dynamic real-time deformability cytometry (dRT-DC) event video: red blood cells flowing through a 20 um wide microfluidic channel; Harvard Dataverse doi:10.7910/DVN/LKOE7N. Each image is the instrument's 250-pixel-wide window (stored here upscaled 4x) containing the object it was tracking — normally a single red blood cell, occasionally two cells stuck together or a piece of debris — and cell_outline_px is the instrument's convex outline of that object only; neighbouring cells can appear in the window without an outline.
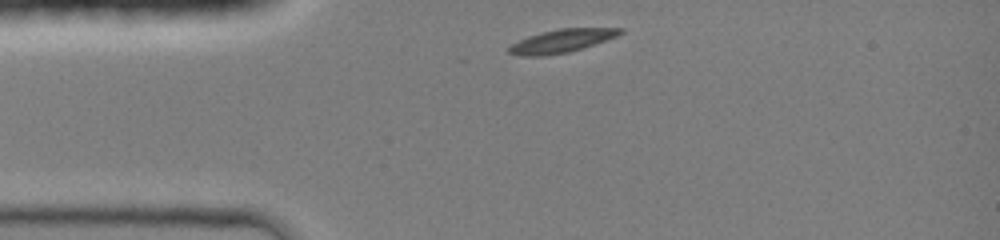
{"species": "common noctule bat (a hibernating species)", "species_latin": "Nyctalus noctula", "temperature_condition": "room temperature", "stored_images_in_passage": 30, "camera_frame_rate_fps": 3000, "um_per_image_px": 0.085, "animal": {"sex": "female", "body_mass_g": 19.0, "forearm_length_mm": 51.5}, "frame": {"image": 1, "passage_image": 1, "time_ms": 0.0, "image_size_px": [1000, 240], "cell_outline_px": [[624, 32], [616, 36], [568, 52], [544, 56], [520, 56], [508, 52], [508, 48], [512, 44], [528, 36], [540, 32], [560, 28], [624, 28]], "centroid_in_image_um": [47.7, 3.47], "position_along_channel_um": 37.3, "area_um2": 14.8}}
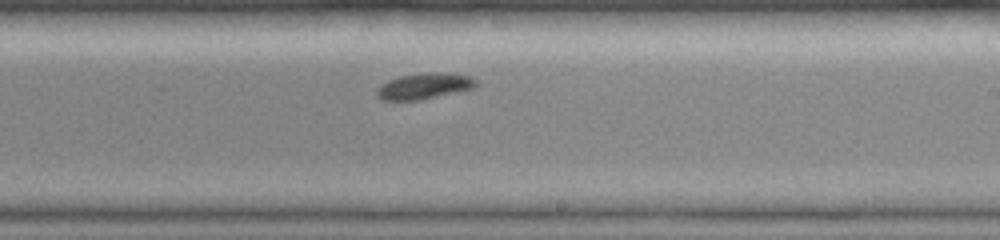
{"frame": {"image": 2, "passage_image": 18, "time_ms": 5.667, "image_size_px": [1000, 240], "cell_outline_px": [[480, 84], [472, 88], [420, 100], [380, 100], [376, 96], [376, 88], [380, 84], [388, 80], [400, 76], [424, 72], [444, 72], [472, 76]], "centroid_in_image_um": [36.03, 7.3], "position_along_channel_um": 253.0, "area_um2": 15.2}}
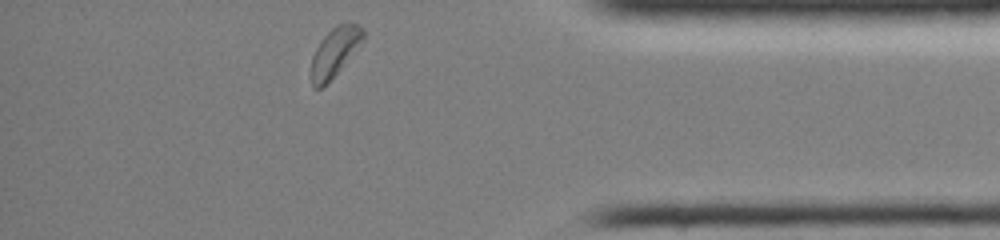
{"frame": {"image": 3, "passage_image": 30, "time_ms": 9.667, "image_size_px": [1000, 240], "cell_outline_px": [[364, 40], [340, 68], [320, 88], [312, 88], [312, 56], [316, 48], [324, 36], [336, 24], [356, 24], [364, 28]], "centroid_in_image_um": [28.47, 4.38], "position_along_channel_um": 406.7, "area_um2": 14.22}, "authors_computed_cell_mechanics": {"area_um2": 15.2303, "velocity_mm_per_s": 4.2213, "shape_relaxation_time_tau1_ms": 1.8032, "shape_relaxation_time_tau2_ms": null, "deformation_change_tau1": 0.1199, "deformation_change_tau2": null}}